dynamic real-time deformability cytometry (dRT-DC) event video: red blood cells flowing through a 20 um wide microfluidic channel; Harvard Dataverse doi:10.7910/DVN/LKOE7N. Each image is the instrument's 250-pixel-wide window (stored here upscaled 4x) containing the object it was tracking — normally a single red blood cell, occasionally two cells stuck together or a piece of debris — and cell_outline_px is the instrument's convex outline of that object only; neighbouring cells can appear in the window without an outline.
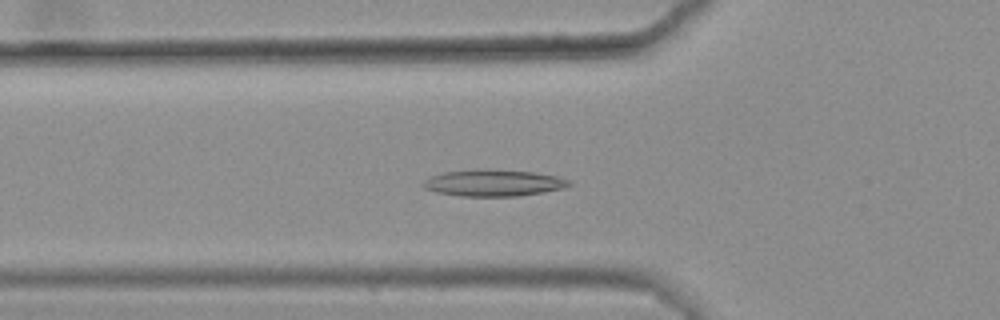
{"species": "common noctule bat (a hibernating species)", "species_latin": "Nyctalus noctula", "temperature_condition": "warm", "stored_images_in_passage": 47, "camera_frame_rate_fps": 3000, "um_per_image_px": 0.085, "animal": {"sex": "female", "body_mass_g": 25.1}, "frame": {"image": 1, "passage_image": 19, "time_ms": 6.0, "image_size_px": [1000, 320], "cell_outline_px": [[576, 184], [564, 188], [516, 196], [460, 196], [436, 192], [424, 188], [420, 184], [428, 176], [444, 172], [476, 168], [536, 172], [556, 176], [568, 180]], "centroid_in_image_um": [41.9, 15.53], "position_along_channel_um": 83.9, "area_um2": 22.89}}
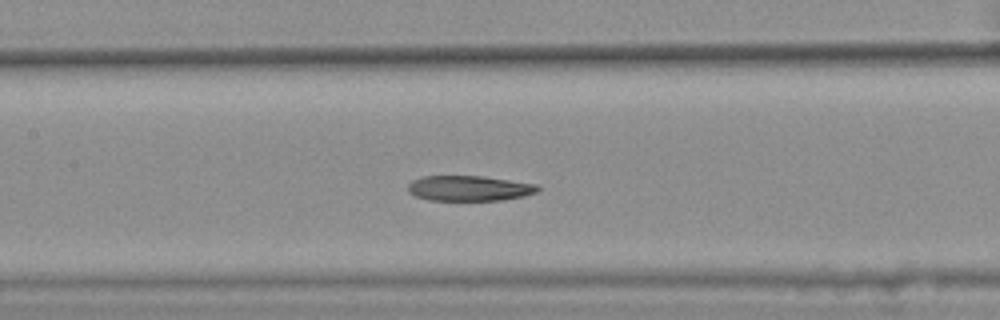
{"frame": {"image": 2, "passage_image": 26, "time_ms": 8.333, "image_size_px": [1000, 320], "cell_outline_px": [[540, 188], [536, 192], [524, 196], [500, 200], [428, 200], [416, 196], [408, 192], [408, 184], [412, 180], [424, 176], [484, 176], [536, 184]], "centroid_in_image_um": [39.86, 16.0], "position_along_channel_um": 167.5, "area_um2": 19.07}}
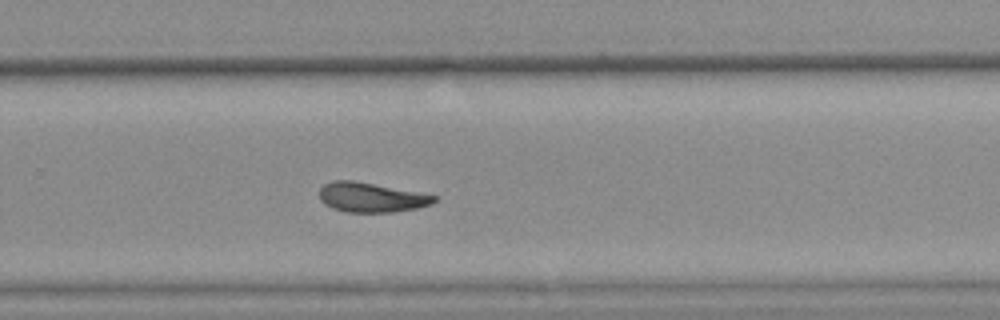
{"frame": {"image": 3, "passage_image": 37, "time_ms": 12.0, "image_size_px": [1000, 320], "cell_outline_px": [[436, 200], [432, 204], [416, 208], [392, 212], [344, 212], [332, 208], [324, 204], [320, 200], [320, 188], [324, 184], [332, 180], [352, 180], [416, 192], [436, 196]], "centroid_in_image_um": [31.49, 16.78], "position_along_channel_um": 298.3, "area_um2": 19.59}, "authors_computed_cell_mechanics": {"area_um2": 20.7502, "velocity_mm_per_s": 3.5698, "shape_relaxation_time_tau1_ms": null, "shape_relaxation_time_tau2_ms": 4.5308, "deformation_change_tau1": null, "deformation_change_tau2": 0.1213}}